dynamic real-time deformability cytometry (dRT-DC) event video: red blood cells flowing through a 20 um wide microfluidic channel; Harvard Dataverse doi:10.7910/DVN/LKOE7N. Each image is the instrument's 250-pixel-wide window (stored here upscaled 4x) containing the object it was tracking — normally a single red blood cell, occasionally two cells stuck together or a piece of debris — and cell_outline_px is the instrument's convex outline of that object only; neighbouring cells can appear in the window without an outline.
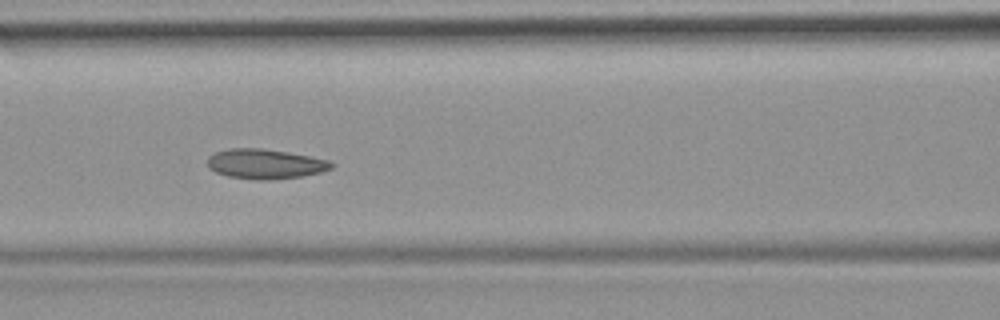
{"species": "common noctule bat (a hibernating species)", "species_latin": "Nyctalus noctula", "temperature_condition": "room temperature", "stored_images_in_passage": 53, "camera_frame_rate_fps": 3000, "um_per_image_px": 0.085, "animal": {"sex": "female", "body_mass_g": 19.9}, "frame": {"image": 1, "passage_image": 23, "time_ms": 7.333, "image_size_px": [1000, 320], "cell_outline_px": [[336, 164], [332, 168], [320, 172], [300, 176], [268, 180], [260, 180], [228, 176], [216, 172], [208, 168], [208, 156], [216, 152], [228, 148], [264, 148], [288, 152], [328, 160]], "centroid_in_image_um": [22.53, 13.92], "position_along_channel_um": 144.1, "area_um2": 21.44}}